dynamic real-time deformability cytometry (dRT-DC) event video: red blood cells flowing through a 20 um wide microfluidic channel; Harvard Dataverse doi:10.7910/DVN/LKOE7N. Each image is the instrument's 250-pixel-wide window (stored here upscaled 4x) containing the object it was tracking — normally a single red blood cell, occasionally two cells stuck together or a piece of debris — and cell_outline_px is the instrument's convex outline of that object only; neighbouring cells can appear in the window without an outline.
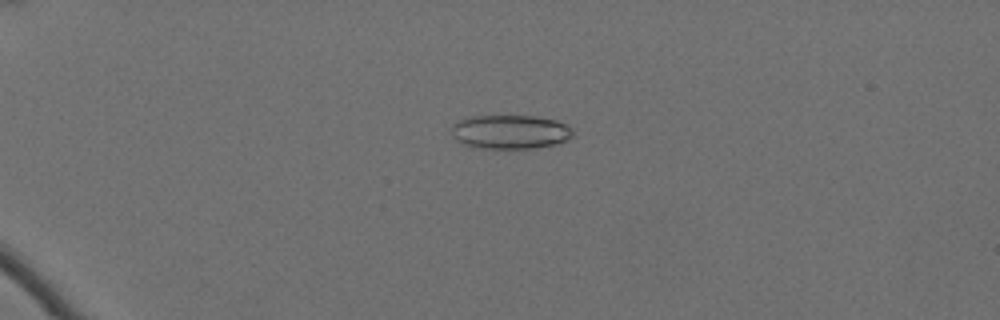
{"species": "Egyptian fruit bat (a non-hibernating species)", "species_latin": "Rousettus aegyptiacus", "temperature_condition": "cold", "stored_images_in_passage": 62, "camera_frame_rate_fps": 3000, "um_per_image_px": 0.085, "animal": {"sex": "female"}, "frame": {"image": 1, "passage_image": 18, "time_ms": 5.667, "image_size_px": [1000, 320], "cell_outline_px": [[572, 136], [556, 144], [536, 148], [476, 148], [460, 144], [456, 140], [452, 132], [452, 124], [468, 116], [536, 116], [556, 120], [568, 124], [572, 128]], "centroid_in_image_um": [43.35, 11.21], "position_along_channel_um": 41.6, "area_um2": 24.22}}
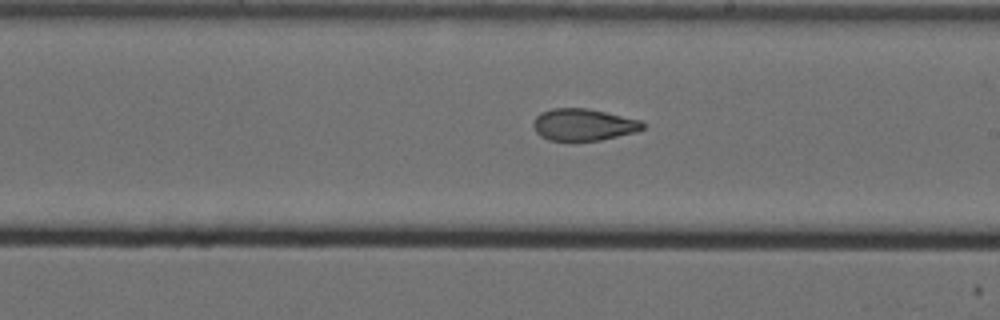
{"frame": {"image": 2, "passage_image": 40, "time_ms": 13.0, "image_size_px": [1000, 320], "cell_outline_px": [[644, 128], [636, 132], [600, 140], [548, 140], [540, 136], [536, 132], [532, 124], [536, 116], [540, 112], [552, 108], [588, 108], [640, 120], [644, 124]], "centroid_in_image_um": [49.56, 10.59], "position_along_channel_um": 239.4, "area_um2": 20.29}}
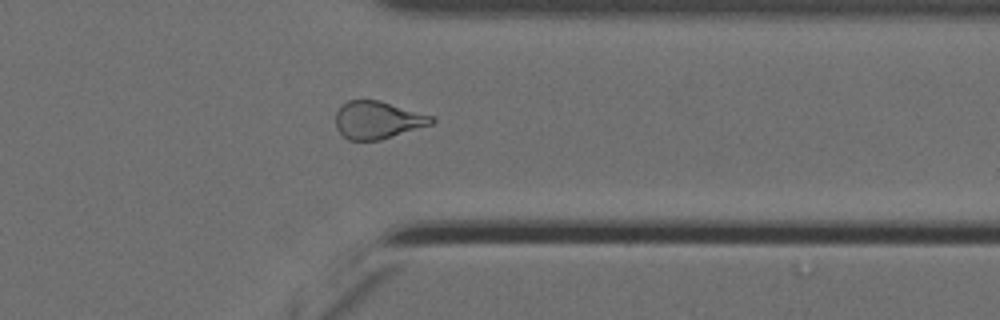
{"frame": {"image": 3, "passage_image": 52, "time_ms": 17.0, "image_size_px": [1000, 320], "cell_outline_px": [[436, 120], [432, 124], [380, 140], [348, 140], [336, 128], [336, 112], [348, 100], [380, 100], [432, 116]], "centroid_in_image_um": [32.1, 10.2], "position_along_channel_um": 379.3, "area_um2": 20.81}, "authors_computed_cell_mechanics": {"area_um2": 23.0911, "velocity_mm_per_s": 3.5052, "shape_relaxation_time_tau1_ms": null, "shape_relaxation_time_tau2_ms": 2.7996, "deformation_change_tau1": null, "deformation_change_tau2": 0.0965}}